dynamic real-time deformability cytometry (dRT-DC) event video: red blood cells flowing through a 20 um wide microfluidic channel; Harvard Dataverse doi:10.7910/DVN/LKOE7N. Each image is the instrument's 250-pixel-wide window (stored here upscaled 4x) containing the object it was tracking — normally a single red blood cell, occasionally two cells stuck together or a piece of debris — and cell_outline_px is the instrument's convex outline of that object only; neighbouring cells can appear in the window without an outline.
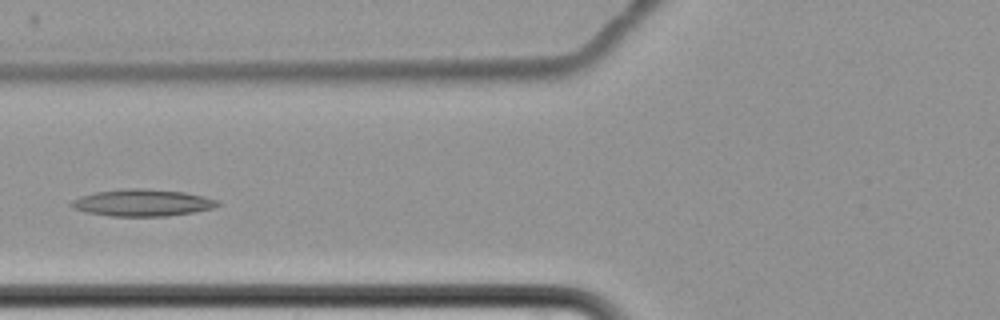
{"species": "common noctule bat (a hibernating species)", "species_latin": "Nyctalus noctula", "temperature_condition": "cold", "stored_images_in_passage": 7, "camera_frame_rate_fps": 3000, "um_per_image_px": 0.085, "animal": {"sex": "female", "body_mass_g": 22.7, "forearm_length_mm": 54.2}, "frame": {"image": 1, "passage_image": 6, "time_ms": 6.0, "image_size_px": [1000, 320], "cell_outline_px": [[220, 204], [212, 208], [192, 212], [168, 216], [108, 216], [88, 212], [72, 208], [68, 204], [72, 200], [80, 196], [96, 192], [124, 188], [140, 188], [184, 192], [220, 200]], "centroid_in_image_um": [12.07, 17.23], "position_along_channel_um": 113.7, "area_um2": 22.89}}
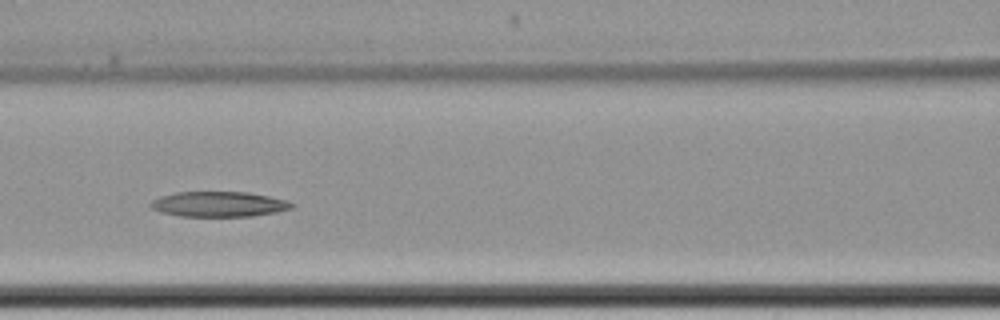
{"frame": {"image": 2, "passage_image": 7, "time_ms": 7.0, "image_size_px": [1000, 320], "cell_outline_px": [[296, 204], [292, 208], [276, 212], [252, 216], [180, 216], [160, 212], [152, 208], [148, 204], [152, 200], [160, 196], [176, 192], [248, 192], [288, 200]], "centroid_in_image_um": [18.6, 17.35], "position_along_channel_um": 148.0, "area_um2": 20.81}}